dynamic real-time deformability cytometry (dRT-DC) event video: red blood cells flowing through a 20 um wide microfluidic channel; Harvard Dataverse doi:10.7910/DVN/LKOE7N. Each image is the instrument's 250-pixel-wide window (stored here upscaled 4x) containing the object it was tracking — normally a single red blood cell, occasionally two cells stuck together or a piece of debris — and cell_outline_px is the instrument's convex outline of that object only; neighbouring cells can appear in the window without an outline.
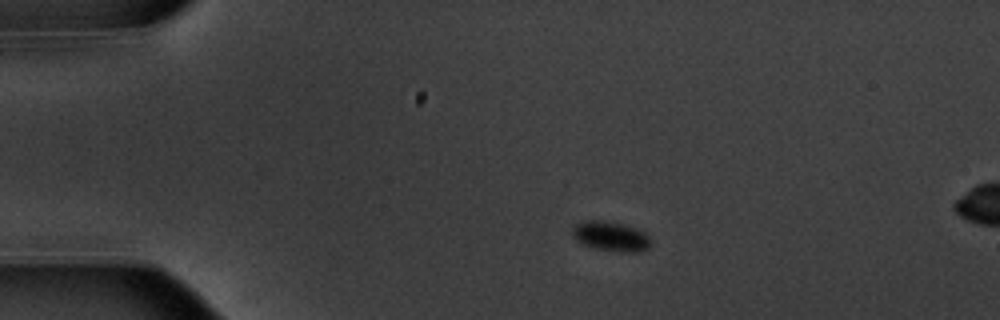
{"species": "common noctule bat (a hibernating species)", "species_latin": "Nyctalus noctula", "temperature_condition": "warm", "stored_images_in_passage": 7, "camera_frame_rate_fps": 3000, "um_per_image_px": 0.085, "animal": {"sex": "male", "body_mass_g": 20.1, "forearm_length_mm": 53.5}, "frame": {"image": 1, "passage_image": 1, "time_ms": 0.0, "image_size_px": [1000, 320], "cell_outline_px": [[648, 248], [636, 252], [620, 252], [596, 248], [584, 244], [576, 240], [572, 236], [572, 228], [576, 224], [584, 220], [604, 220], [624, 224], [636, 228], [644, 232], [648, 236]], "centroid_in_image_um": [51.88, 20.06], "position_along_channel_um": 33.1, "area_um2": 13.47}}